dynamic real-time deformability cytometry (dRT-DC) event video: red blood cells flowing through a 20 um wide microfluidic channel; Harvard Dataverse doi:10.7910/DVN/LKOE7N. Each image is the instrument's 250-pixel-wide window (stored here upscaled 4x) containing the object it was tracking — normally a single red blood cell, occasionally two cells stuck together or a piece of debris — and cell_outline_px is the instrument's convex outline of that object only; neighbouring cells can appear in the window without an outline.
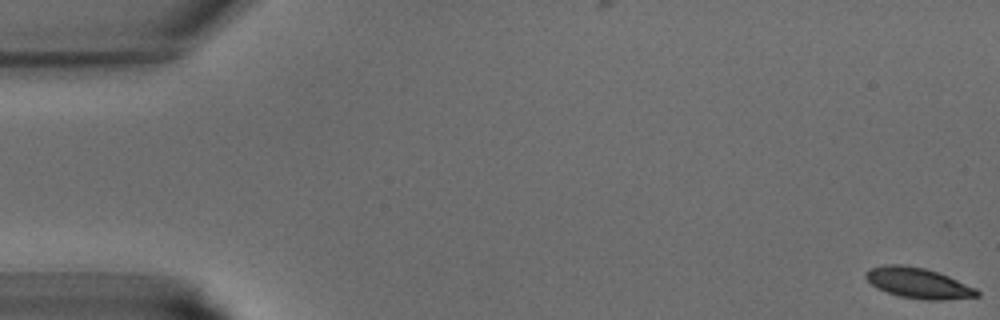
{"species": "common noctule bat (a hibernating species)", "species_latin": "Nyctalus noctula", "temperature_condition": "warm", "stored_images_in_passage": 42, "camera_frame_rate_fps": 3000, "um_per_image_px": 0.085, "animal": {"sex": "male", "body_mass_g": 15.6}, "frame": {"image": 1, "passage_image": 1, "time_ms": 0.0, "image_size_px": [1000, 320], "cell_outline_px": [[980, 296], [944, 300], [924, 300], [900, 296], [876, 288], [864, 276], [864, 272], [868, 268], [884, 264], [900, 264], [924, 268], [948, 276], [976, 288], [980, 292]], "centroid_in_image_um": [78.03, 24.05], "position_along_channel_um": 7.0, "area_um2": 19.83}}
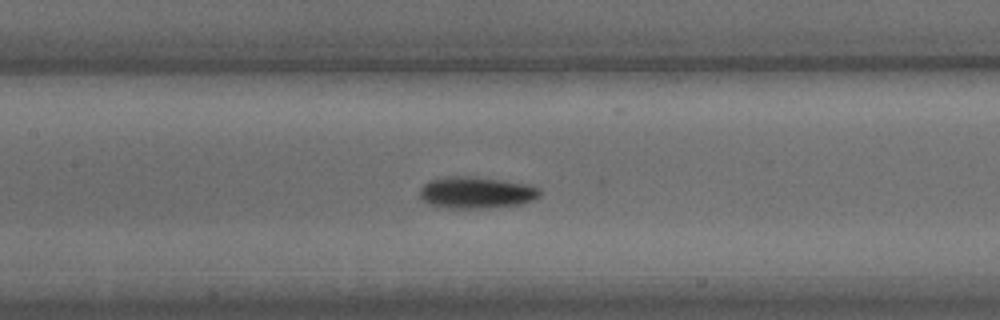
{"frame": {"image": 2, "passage_image": 20, "time_ms": 6.333, "image_size_px": [1000, 320], "cell_outline_px": [[544, 192], [540, 196], [532, 200], [520, 204], [488, 208], [452, 208], [428, 204], [420, 196], [420, 188], [424, 184], [432, 180], [448, 176], [468, 176], [500, 180], [528, 184], [540, 188]], "centroid_in_image_um": [40.52, 16.37], "position_along_channel_um": 166.9, "area_um2": 22.08}}
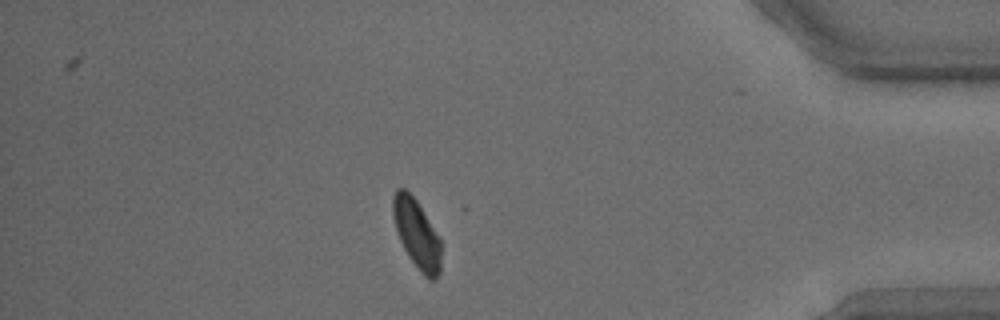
{"frame": {"image": 3, "passage_image": 37, "time_ms": 12.0, "image_size_px": [1000, 320], "cell_outline_px": [[440, 272], [436, 280], [428, 280], [420, 272], [408, 256], [400, 240], [396, 228], [392, 212], [392, 196], [396, 188], [404, 188], [416, 200], [440, 240]], "centroid_in_image_um": [35.4, 19.9], "position_along_channel_um": 399.8, "area_um2": 19.07}}